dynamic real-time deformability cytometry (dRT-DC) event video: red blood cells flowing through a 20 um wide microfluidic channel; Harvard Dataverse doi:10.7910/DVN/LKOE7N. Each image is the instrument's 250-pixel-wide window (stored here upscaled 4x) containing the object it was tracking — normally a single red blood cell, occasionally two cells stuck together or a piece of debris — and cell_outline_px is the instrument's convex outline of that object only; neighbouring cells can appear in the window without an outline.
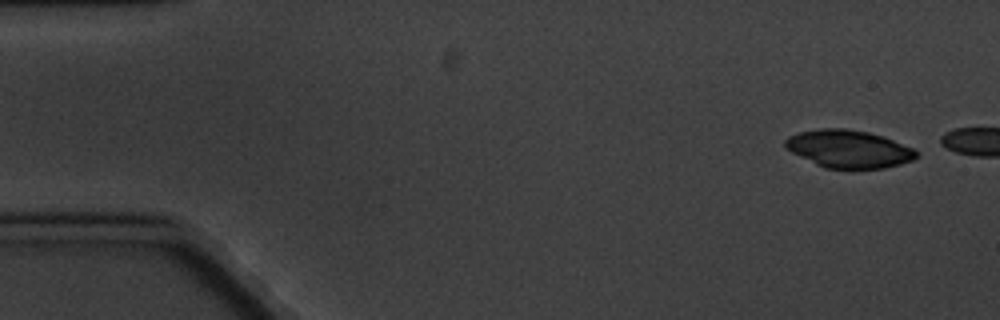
{"species": "common noctule bat (a hibernating species)", "species_latin": "Nyctalus noctula", "temperature_condition": "cold", "stored_images_in_passage": 2, "camera_frame_rate_fps": 3000, "um_per_image_px": 0.085, "animal": {"sex": "male", "body_mass_g": 20.1, "forearm_length_mm": 53.5}, "frame": {"image": 1, "passage_image": 1, "time_ms": 0.0, "image_size_px": [1000, 320], "cell_outline_px": [[920, 156], [912, 160], [900, 164], [884, 168], [824, 168], [784, 148], [784, 140], [788, 136], [800, 132], [820, 128], [848, 128], [868, 132], [884, 136], [912, 148]], "centroid_in_image_um": [72.13, 12.64], "position_along_channel_um": 12.9, "area_um2": 28.78}}